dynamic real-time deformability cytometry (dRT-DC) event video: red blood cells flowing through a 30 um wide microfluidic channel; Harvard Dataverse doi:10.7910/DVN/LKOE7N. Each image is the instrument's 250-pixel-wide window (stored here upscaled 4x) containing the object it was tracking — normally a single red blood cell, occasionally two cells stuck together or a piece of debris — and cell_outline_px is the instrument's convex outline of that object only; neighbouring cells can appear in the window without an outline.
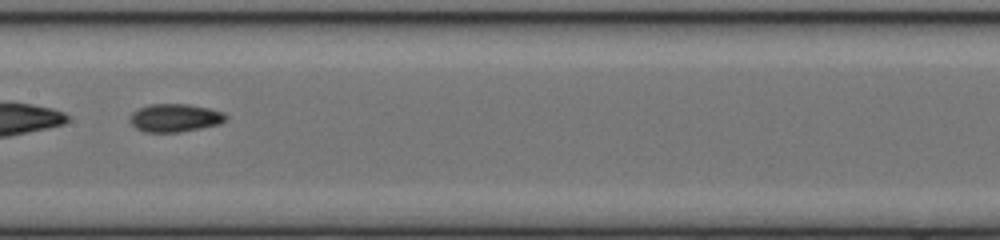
{"species": "common noctule bat (a hibernating species)", "species_latin": "Nyctalus noctula", "temperature_condition": "cold", "stored_images_in_passage": 51, "segment_of_instrument_passage": [2, 2], "camera_frame_rate_fps": 3000, "um_per_image_px": 0.085, "animal": {"sex": "female", "body_mass_g": 17.0, "forearm_length_mm": 48.0}, "frame": {"image": 1, "passage_image": 27, "time_ms": 8.667, "image_size_px": [1000, 240], "cell_outline_px": [[228, 116], [220, 124], [180, 132], [144, 132], [136, 128], [128, 120], [132, 112], [148, 104], [188, 104], [208, 108], [224, 112]], "centroid_in_image_um": [14.85, 10.02], "position_along_channel_um": 192.5, "area_um2": 15.72}}
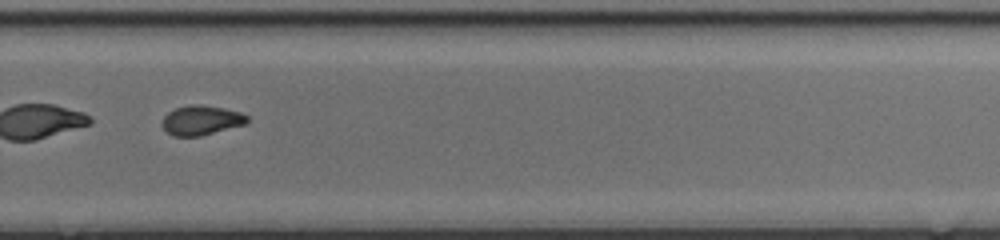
{"frame": {"image": 2, "passage_image": 36, "time_ms": 11.667, "image_size_px": [1000, 240], "cell_outline_px": [[248, 120], [244, 124], [200, 136], [172, 136], [160, 124], [164, 116], [168, 112], [176, 108], [192, 104], [196, 104], [224, 108], [240, 112], [248, 116]], "centroid_in_image_um": [17.08, 10.22], "position_along_channel_um": 312.7, "area_um2": 14.51}}